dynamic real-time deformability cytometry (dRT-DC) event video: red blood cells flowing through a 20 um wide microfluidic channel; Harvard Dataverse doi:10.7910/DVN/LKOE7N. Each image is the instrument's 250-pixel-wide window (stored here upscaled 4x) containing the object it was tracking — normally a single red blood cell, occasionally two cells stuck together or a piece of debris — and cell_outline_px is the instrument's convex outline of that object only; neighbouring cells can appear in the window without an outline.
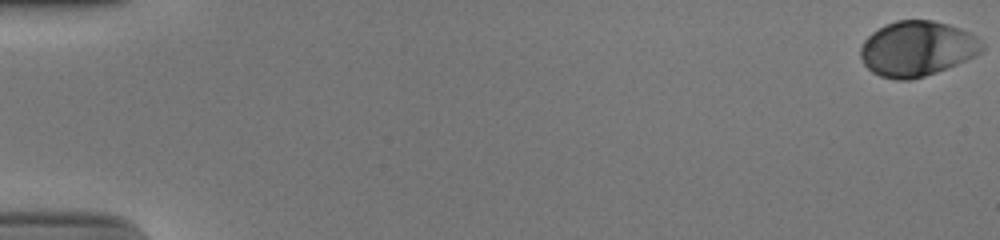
{"species": "human", "species_latin": "Homo sapiens", "temperature_condition": "cold", "stored_images_in_passage": 54, "camera_frame_rate_fps": 3000, "um_per_image_px": 0.085, "donor": {"sex": "male"}, "frame": {"image": 1, "passage_image": 1, "time_ms": 0.0, "image_size_px": [1000, 240], "cell_outline_px": [[984, 48], [976, 56], [936, 72], [912, 80], [896, 80], [880, 76], [872, 72], [864, 64], [860, 56], [860, 48], [864, 40], [872, 32], [884, 24], [896, 20], [932, 20], [948, 24], [972, 32], [984, 44]], "centroid_in_image_um": [77.95, 4.13], "position_along_channel_um": 7.0, "area_um2": 39.3}}
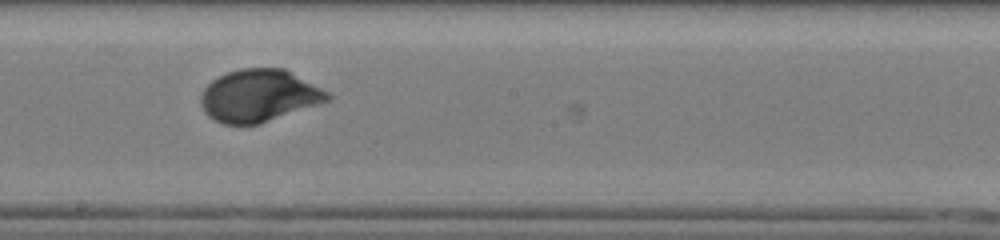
{"frame": {"image": 2, "passage_image": 32, "time_ms": 10.333, "image_size_px": [1000, 240], "cell_outline_px": [[332, 96], [328, 100], [260, 124], [224, 124], [212, 120], [204, 112], [200, 104], [200, 92], [212, 80], [228, 72], [240, 68], [284, 68], [328, 92]], "centroid_in_image_um": [21.95, 8.14], "position_along_channel_um": 226.3, "area_um2": 38.44}}
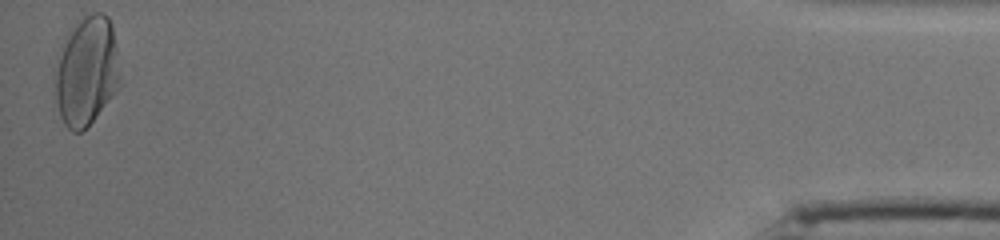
{"frame": {"image": 3, "passage_image": 54, "time_ms": 17.667, "image_size_px": [1000, 240], "cell_outline_px": [[120, 76], [116, 88], [92, 120], [80, 132], [72, 132], [64, 124], [60, 116], [56, 100], [56, 72], [60, 56], [72, 32], [80, 20], [92, 12], [104, 12], [108, 16], [112, 28], [116, 48]], "centroid_in_image_um": [7.38, 6.07], "position_along_channel_um": 427.8, "area_um2": 39.42}, "authors_computed_cell_mechanics": {"area_um2": 38.1191, "velocity_mm_per_s": 3.8706, "shape_relaxation_time_tau1_ms": 3.039, "shape_relaxation_time_tau2_ms": null, "deformation_change_tau1": 0.1389, "deformation_change_tau2": null}}